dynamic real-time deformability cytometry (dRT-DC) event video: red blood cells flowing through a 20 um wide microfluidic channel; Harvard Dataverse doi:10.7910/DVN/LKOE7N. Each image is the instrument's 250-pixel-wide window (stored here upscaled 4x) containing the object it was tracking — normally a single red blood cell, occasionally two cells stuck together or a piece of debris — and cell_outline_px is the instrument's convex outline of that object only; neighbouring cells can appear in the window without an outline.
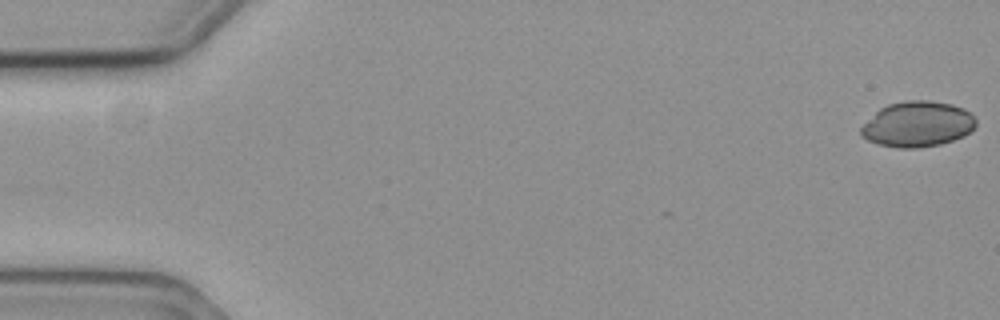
{"species": "common noctule bat (a hibernating species)", "species_latin": "Nyctalus noctula", "temperature_condition": "cold", "stored_images_in_passage": 8, "camera_frame_rate_fps": 3000, "um_per_image_px": 0.085, "animal": {"sex": "female", "body_mass_g": 19.3, "forearm_length_mm": 54.1}, "frame": {"image": 1, "passage_image": 1, "time_ms": 0.0, "image_size_px": [1000, 320], "cell_outline_px": [[976, 124], [964, 136], [940, 144], [920, 148], [896, 148], [876, 144], [860, 136], [860, 128], [880, 108], [888, 104], [908, 100], [928, 100], [952, 104], [964, 108], [976, 120]], "centroid_in_image_um": [77.96, 10.56], "position_along_channel_um": 7.0, "area_um2": 30.46}}